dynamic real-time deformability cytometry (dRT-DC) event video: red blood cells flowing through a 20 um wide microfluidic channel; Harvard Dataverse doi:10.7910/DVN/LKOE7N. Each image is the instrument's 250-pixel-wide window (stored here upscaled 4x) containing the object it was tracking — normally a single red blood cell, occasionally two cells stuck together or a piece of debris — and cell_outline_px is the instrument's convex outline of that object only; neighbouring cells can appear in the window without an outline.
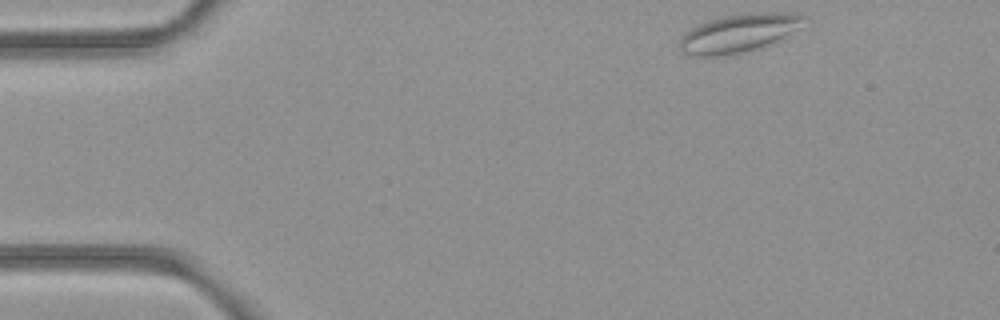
{"species": "common noctule bat (a hibernating species)", "species_latin": "Nyctalus noctula", "temperature_condition": "room temperature", "stored_images_in_passage": 5, "camera_frame_rate_fps": 3000, "um_per_image_px": 0.085, "animal": {"sex": "female", "body_mass_g": 21.9}, "frame": {"image": 1, "passage_image": 1, "time_ms": 0.0, "image_size_px": [1000, 320], "cell_outline_px": [[808, 16], [804, 28], [776, 40], [756, 48], [740, 52], [716, 56], [692, 56], [680, 52], [680, 40], [696, 24], [724, 16], [744, 12], [800, 12]], "centroid_in_image_um": [62.9, 2.77], "position_along_channel_um": 22.1, "area_um2": 27.98}}